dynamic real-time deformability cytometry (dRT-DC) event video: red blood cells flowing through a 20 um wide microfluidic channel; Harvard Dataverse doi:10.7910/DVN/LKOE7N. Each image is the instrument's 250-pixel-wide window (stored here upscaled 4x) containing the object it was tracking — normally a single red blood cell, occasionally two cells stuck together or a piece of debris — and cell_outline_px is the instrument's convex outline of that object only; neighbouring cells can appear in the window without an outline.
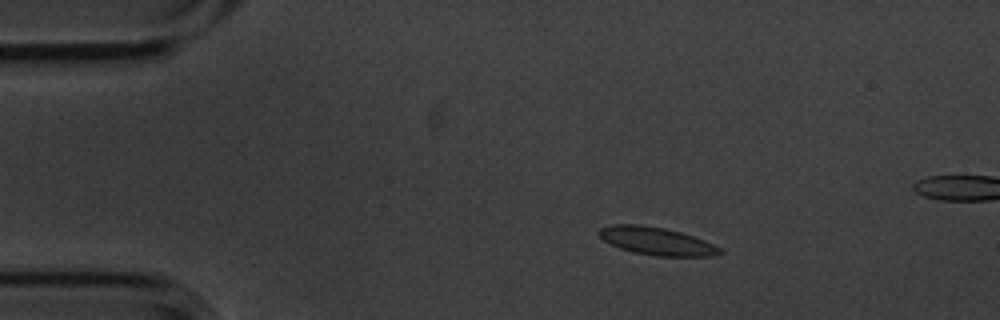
{"species": "common noctule bat (a hibernating species)", "species_latin": "Nyctalus noctula", "temperature_condition": "cold", "stored_images_in_passage": 5, "segment_of_instrument_passage": [1, 2], "camera_frame_rate_fps": 3000, "um_per_image_px": 0.085, "animal": {"sex": "male", "body_mass_g": 20.1, "forearm_length_mm": 53.5}, "frame": {"image": 1, "passage_image": 3, "time_ms": 0.667, "image_size_px": [1000, 320], "cell_outline_px": [[724, 252], [712, 256], [656, 256], [632, 252], [620, 248], [604, 240], [596, 232], [600, 228], [612, 224], [640, 224], [664, 228], [680, 232], [704, 240], [720, 248]], "centroid_in_image_um": [55.78, 20.49], "position_along_channel_um": 29.2, "area_um2": 19.48}}